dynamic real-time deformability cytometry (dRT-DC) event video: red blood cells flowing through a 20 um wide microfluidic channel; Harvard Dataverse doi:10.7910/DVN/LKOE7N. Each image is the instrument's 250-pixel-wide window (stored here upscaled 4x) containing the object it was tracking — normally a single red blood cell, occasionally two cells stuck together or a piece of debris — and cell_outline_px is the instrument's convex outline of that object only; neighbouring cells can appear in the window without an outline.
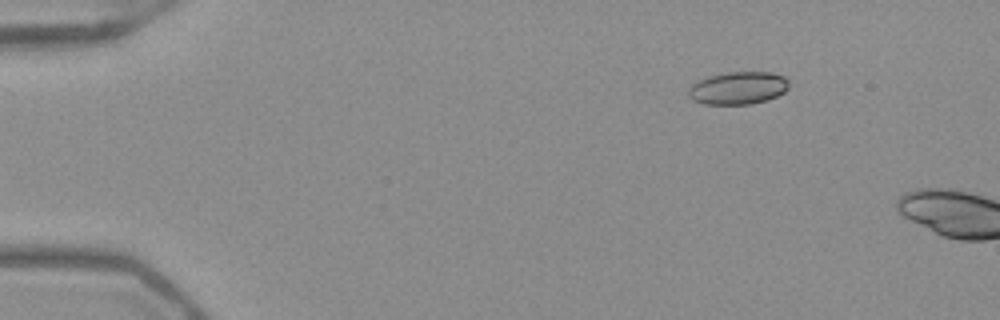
{"species": "Egyptian fruit bat (a non-hibernating species)", "species_latin": "Rousettus aegyptiacus", "temperature_condition": "warm", "stored_images_in_passage": 5, "camera_frame_rate_fps": 3000, "um_per_image_px": 0.085, "frame": {"image": 1, "passage_image": 2, "time_ms": 0.333, "image_size_px": [1000, 320], "cell_outline_px": [[788, 88], [784, 92], [768, 100], [752, 104], [704, 104], [692, 100], [688, 96], [688, 88], [692, 84], [708, 76], [728, 72], [772, 72], [784, 76], [788, 80]], "centroid_in_image_um": [62.73, 7.48], "position_along_channel_um": 22.3, "area_um2": 19.25}}